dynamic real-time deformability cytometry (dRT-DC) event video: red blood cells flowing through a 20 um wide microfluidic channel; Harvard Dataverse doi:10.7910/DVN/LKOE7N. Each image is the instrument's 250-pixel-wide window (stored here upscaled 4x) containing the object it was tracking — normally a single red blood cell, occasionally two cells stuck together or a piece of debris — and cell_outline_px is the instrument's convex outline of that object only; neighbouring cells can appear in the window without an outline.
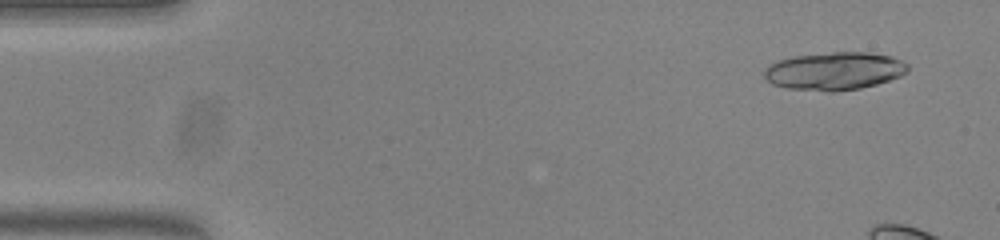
{"species": "common noctule bat (a hibernating species)", "species_latin": "Nyctalus noctula", "temperature_condition": "warm", "stored_images_in_passage": 12, "camera_frame_rate_fps": 3000, "um_per_image_px": 0.085, "animal": {"sex": "female", "body_mass_g": 23.0, "forearm_length_mm": 53.4}, "frame": {"image": 1, "passage_image": 4, "time_ms": 1.0, "image_size_px": [1000, 240], "cell_outline_px": [[908, 72], [900, 76], [876, 84], [860, 88], [832, 92], [828, 92], [788, 88], [772, 84], [764, 76], [764, 68], [768, 64], [776, 60], [792, 56], [832, 52], [868, 52], [892, 56], [908, 64]], "centroid_in_image_um": [70.9, 6.03], "position_along_channel_um": 14.1, "area_um2": 31.91}}